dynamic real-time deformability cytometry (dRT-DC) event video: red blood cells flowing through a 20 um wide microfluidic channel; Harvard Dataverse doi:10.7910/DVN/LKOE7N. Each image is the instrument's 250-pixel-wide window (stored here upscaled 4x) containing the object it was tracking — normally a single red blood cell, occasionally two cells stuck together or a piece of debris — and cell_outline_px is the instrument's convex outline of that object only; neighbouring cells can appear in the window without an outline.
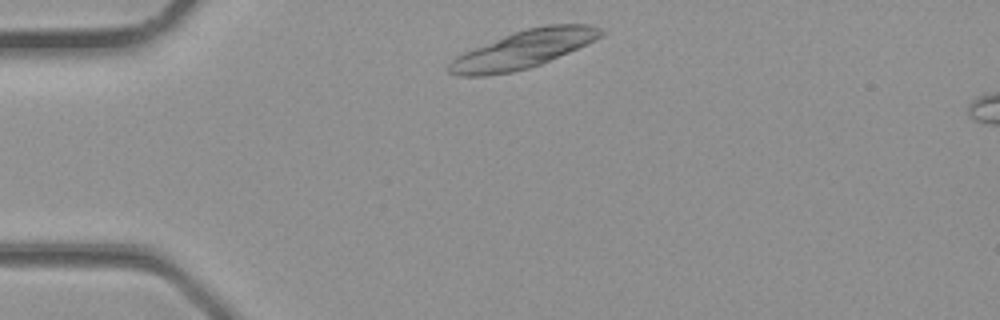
{"species": "common noctule bat (a hibernating species)", "species_latin": "Nyctalus noctula", "temperature_condition": "room temperature", "stored_images_in_passage": 4, "camera_frame_rate_fps": 3000, "um_per_image_px": 0.085, "animal": {"sex": "male", "body_mass_g": 23.1, "forearm_length_mm": 52.7}, "frame": {"image": 1, "passage_image": 1, "time_ms": 0.0, "image_size_px": [1000, 320], "cell_outline_px": [[604, 32], [600, 36], [576, 48], [540, 64], [528, 68], [512, 72], [484, 76], [460, 76], [448, 72], [448, 64], [452, 60], [464, 52], [504, 36], [528, 28], [548, 24], [592, 24], [604, 28]], "centroid_in_image_um": [44.48, 4.2], "position_along_channel_um": 40.5, "area_um2": 32.66}}